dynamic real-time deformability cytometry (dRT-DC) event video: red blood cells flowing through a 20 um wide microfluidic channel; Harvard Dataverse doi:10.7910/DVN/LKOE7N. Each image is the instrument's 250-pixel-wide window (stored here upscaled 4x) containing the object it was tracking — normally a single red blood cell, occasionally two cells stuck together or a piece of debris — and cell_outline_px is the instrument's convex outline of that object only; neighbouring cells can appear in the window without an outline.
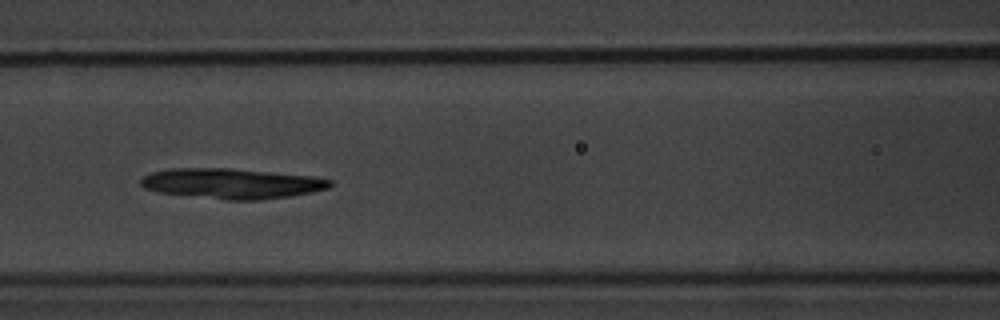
{"species": "common noctule bat (a hibernating species)", "species_latin": "Nyctalus noctula", "temperature_condition": "warm", "stored_images_in_passage": 9, "camera_frame_rate_fps": 3000, "um_per_image_px": 0.085, "animal": {"sex": "male", "body_mass_g": 20.1, "forearm_length_mm": 53.5}, "frame": {"image": 1, "passage_image": 8, "time_ms": 8.0, "image_size_px": [1000, 320], "cell_outline_px": [[332, 184], [328, 188], [312, 192], [288, 196], [260, 200], [224, 200], [160, 192], [144, 188], [140, 184], [140, 180], [144, 176], [152, 172], [168, 168], [232, 168], [312, 176], [332, 180]], "centroid_in_image_um": [19.68, 15.59], "position_along_channel_um": 146.9, "area_um2": 33.35}}
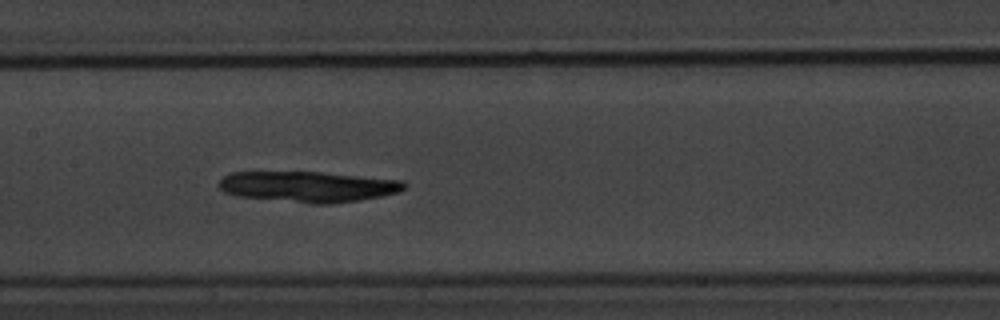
{"frame": {"image": 2, "passage_image": 9, "time_ms": 9.0, "image_size_px": [1000, 320], "cell_outline_px": [[408, 184], [400, 192], [380, 196], [332, 204], [312, 204], [236, 196], [224, 192], [216, 184], [224, 176], [232, 172], [320, 172], [404, 180]], "centroid_in_image_um": [26.18, 15.87], "position_along_channel_um": 181.2, "area_um2": 33.35}}